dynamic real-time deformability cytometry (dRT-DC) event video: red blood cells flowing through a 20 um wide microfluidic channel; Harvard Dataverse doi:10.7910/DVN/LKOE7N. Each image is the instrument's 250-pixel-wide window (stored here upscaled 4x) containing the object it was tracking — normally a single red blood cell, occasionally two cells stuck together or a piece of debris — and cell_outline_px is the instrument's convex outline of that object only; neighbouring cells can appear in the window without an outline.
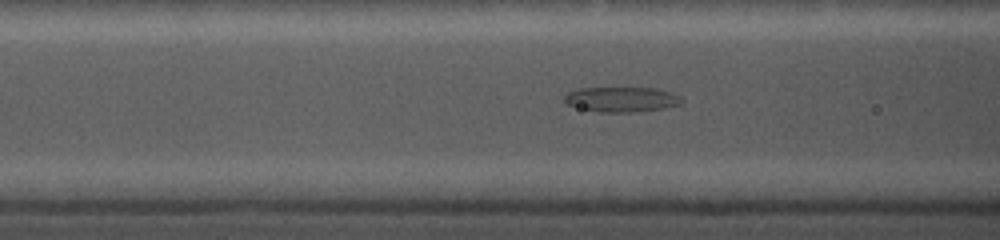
{"species": "common noctule bat (a hibernating species)", "species_latin": "Nyctalus noctula", "temperature_condition": "cold", "stored_images_in_passage": 30, "segment_of_instrument_passage": [1, 2], "camera_frame_rate_fps": 5000, "um_per_image_px": 0.085, "animal": {"sex": "female", "body_mass_g": 19.0, "forearm_length_mm": 56.7}, "frame": {"image": 1, "passage_image": 5, "time_ms": 2.0, "image_size_px": [1000, 240], "cell_outline_px": [[684, 104], [664, 108], [636, 112], [600, 112], [580, 108], [568, 104], [564, 100], [564, 96], [568, 92], [580, 88], [656, 88], [672, 92], [680, 96], [684, 100]], "centroid_in_image_um": [52.9, 8.45], "position_along_channel_um": 113.7, "area_um2": 17.22}}
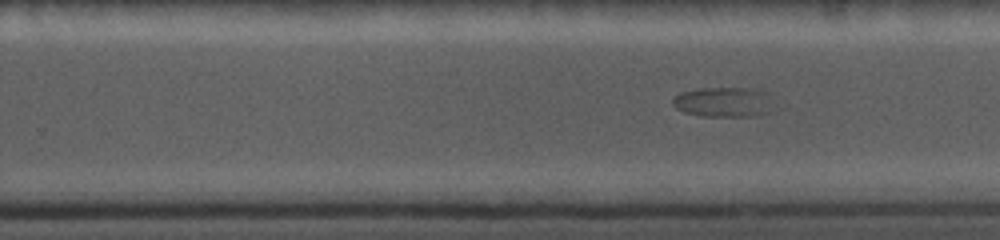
{"frame": {"image": 2, "passage_image": 17, "time_ms": 6.4, "image_size_px": [1000, 240], "cell_outline_px": [[768, 112], [756, 116], [700, 116], [684, 112], [676, 108], [672, 104], [672, 100], [680, 92], [696, 88], [756, 88], [764, 92]], "centroid_in_image_um": [61.36, 8.67], "position_along_channel_um": 268.4, "area_um2": 17.17}}
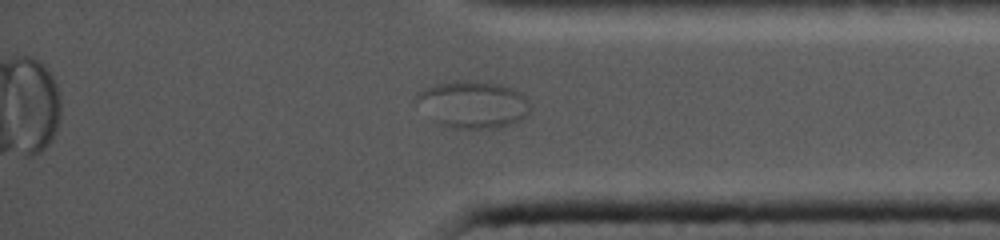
{"frame": {"image": 3, "passage_image": 27, "time_ms": 10.0, "image_size_px": [1000, 240], "cell_outline_px": [[532, 108], [520, 120], [512, 124], [496, 128], [452, 128], [432, 120], [416, 100], [416, 96], [424, 88], [436, 84], [500, 84], [512, 88], [524, 96], [528, 100]], "centroid_in_image_um": [40.24, 8.94], "position_along_channel_um": 395.0, "area_um2": 29.94}}